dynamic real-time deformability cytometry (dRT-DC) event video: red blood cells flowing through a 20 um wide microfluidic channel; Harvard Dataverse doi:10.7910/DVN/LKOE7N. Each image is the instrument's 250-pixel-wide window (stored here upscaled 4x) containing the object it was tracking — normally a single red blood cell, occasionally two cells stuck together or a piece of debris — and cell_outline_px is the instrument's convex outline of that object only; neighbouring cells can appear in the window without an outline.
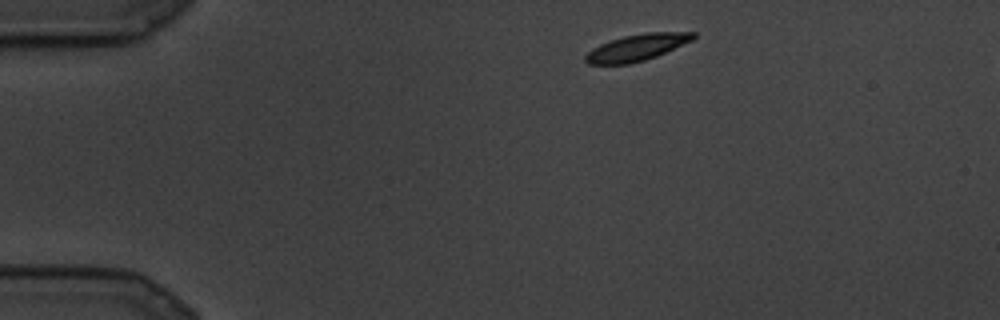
{"species": "common noctule bat (a hibernating species)", "species_latin": "Nyctalus noctula", "temperature_condition": "cold", "stored_images_in_passage": 9, "camera_frame_rate_fps": 3000, "um_per_image_px": 0.085, "animal": {"sex": "male", "body_mass_g": 19.5, "forearm_length_mm": 54.6}, "frame": {"image": 1, "passage_image": 1, "time_ms": 0.0, "image_size_px": [1000, 320], "cell_outline_px": [[696, 36], [692, 40], [656, 56], [644, 60], [628, 64], [588, 64], [584, 60], [584, 56], [592, 48], [600, 44], [624, 36], [644, 32], [696, 32]], "centroid_in_image_um": [54.11, 4.03], "position_along_channel_um": 30.9, "area_um2": 16.53}}
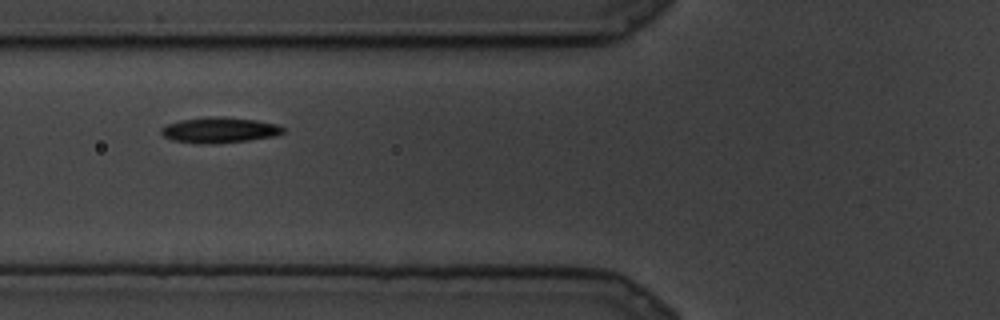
{"frame": {"image": 2, "passage_image": 6, "time_ms": 1.667, "image_size_px": [1000, 320], "cell_outline_px": [[284, 132], [276, 136], [248, 140], [216, 144], [200, 144], [172, 140], [164, 136], [160, 132], [160, 128], [168, 124], [180, 120], [216, 116], [220, 116], [256, 120], [276, 124], [284, 128]], "centroid_in_image_um": [18.65, 11.06], "position_along_channel_um": 107.2, "area_um2": 18.21}}
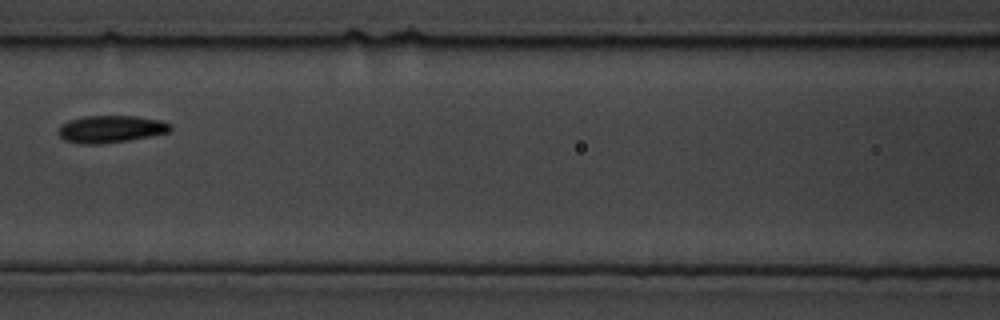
{"frame": {"image": 3, "passage_image": 8, "time_ms": 2.333, "image_size_px": [1000, 320], "cell_outline_px": [[172, 132], [152, 136], [128, 140], [100, 144], [80, 144], [64, 140], [56, 132], [60, 124], [84, 116], [136, 116], [160, 120], [172, 124]], "centroid_in_image_um": [9.43, 10.97], "position_along_channel_um": 157.2, "area_um2": 17.98}}